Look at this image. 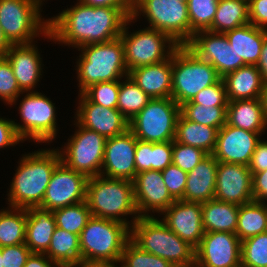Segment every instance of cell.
I'll return each mask as SVG.
<instances>
[{
	"instance_id": "9a60e30c",
	"label": "cell",
	"mask_w": 267,
	"mask_h": 267,
	"mask_svg": "<svg viewBox=\"0 0 267 267\" xmlns=\"http://www.w3.org/2000/svg\"><path fill=\"white\" fill-rule=\"evenodd\" d=\"M186 46L202 60L209 62L221 78L246 65L224 33L209 30L196 32Z\"/></svg>"
},
{
	"instance_id": "60d3db41",
	"label": "cell",
	"mask_w": 267,
	"mask_h": 267,
	"mask_svg": "<svg viewBox=\"0 0 267 267\" xmlns=\"http://www.w3.org/2000/svg\"><path fill=\"white\" fill-rule=\"evenodd\" d=\"M120 262L121 267H175L164 258L142 250L131 239L126 243Z\"/></svg>"
},
{
	"instance_id": "94428289",
	"label": "cell",
	"mask_w": 267,
	"mask_h": 267,
	"mask_svg": "<svg viewBox=\"0 0 267 267\" xmlns=\"http://www.w3.org/2000/svg\"><path fill=\"white\" fill-rule=\"evenodd\" d=\"M0 267H3V262H2V247H0Z\"/></svg>"
},
{
	"instance_id": "d590c367",
	"label": "cell",
	"mask_w": 267,
	"mask_h": 267,
	"mask_svg": "<svg viewBox=\"0 0 267 267\" xmlns=\"http://www.w3.org/2000/svg\"><path fill=\"white\" fill-rule=\"evenodd\" d=\"M119 81L117 109L130 122L152 99L129 76Z\"/></svg>"
},
{
	"instance_id": "ba28073f",
	"label": "cell",
	"mask_w": 267,
	"mask_h": 267,
	"mask_svg": "<svg viewBox=\"0 0 267 267\" xmlns=\"http://www.w3.org/2000/svg\"><path fill=\"white\" fill-rule=\"evenodd\" d=\"M41 3L42 0H0V27L12 45L30 44L39 32H49V20L43 22L40 17Z\"/></svg>"
},
{
	"instance_id": "44dd1931",
	"label": "cell",
	"mask_w": 267,
	"mask_h": 267,
	"mask_svg": "<svg viewBox=\"0 0 267 267\" xmlns=\"http://www.w3.org/2000/svg\"><path fill=\"white\" fill-rule=\"evenodd\" d=\"M163 223L195 249L199 246L204 229L200 202L175 200L166 210Z\"/></svg>"
},
{
	"instance_id": "8992f818",
	"label": "cell",
	"mask_w": 267,
	"mask_h": 267,
	"mask_svg": "<svg viewBox=\"0 0 267 267\" xmlns=\"http://www.w3.org/2000/svg\"><path fill=\"white\" fill-rule=\"evenodd\" d=\"M80 48L83 53L77 64L80 93L93 84L117 81L124 75L128 76L124 45L120 37L105 43L80 46Z\"/></svg>"
},
{
	"instance_id": "d6986e66",
	"label": "cell",
	"mask_w": 267,
	"mask_h": 267,
	"mask_svg": "<svg viewBox=\"0 0 267 267\" xmlns=\"http://www.w3.org/2000/svg\"><path fill=\"white\" fill-rule=\"evenodd\" d=\"M261 133L225 124L217 133L212 153L218 162L249 165Z\"/></svg>"
},
{
	"instance_id": "816d5d0a",
	"label": "cell",
	"mask_w": 267,
	"mask_h": 267,
	"mask_svg": "<svg viewBox=\"0 0 267 267\" xmlns=\"http://www.w3.org/2000/svg\"><path fill=\"white\" fill-rule=\"evenodd\" d=\"M252 175L267 170V141H259L248 165Z\"/></svg>"
},
{
	"instance_id": "f907efd6",
	"label": "cell",
	"mask_w": 267,
	"mask_h": 267,
	"mask_svg": "<svg viewBox=\"0 0 267 267\" xmlns=\"http://www.w3.org/2000/svg\"><path fill=\"white\" fill-rule=\"evenodd\" d=\"M135 167L136 173L151 170V142L137 139Z\"/></svg>"
},
{
	"instance_id": "8fae6325",
	"label": "cell",
	"mask_w": 267,
	"mask_h": 267,
	"mask_svg": "<svg viewBox=\"0 0 267 267\" xmlns=\"http://www.w3.org/2000/svg\"><path fill=\"white\" fill-rule=\"evenodd\" d=\"M131 20L133 18L129 17L120 35L128 72L137 67L167 60L178 45L167 34L150 27L128 35L126 26L132 22ZM166 43L169 49L167 52L165 51Z\"/></svg>"
},
{
	"instance_id": "ab89813d",
	"label": "cell",
	"mask_w": 267,
	"mask_h": 267,
	"mask_svg": "<svg viewBox=\"0 0 267 267\" xmlns=\"http://www.w3.org/2000/svg\"><path fill=\"white\" fill-rule=\"evenodd\" d=\"M241 267H267V232L241 241Z\"/></svg>"
},
{
	"instance_id": "cb8c5ba5",
	"label": "cell",
	"mask_w": 267,
	"mask_h": 267,
	"mask_svg": "<svg viewBox=\"0 0 267 267\" xmlns=\"http://www.w3.org/2000/svg\"><path fill=\"white\" fill-rule=\"evenodd\" d=\"M39 55L32 43L12 45L5 55L23 92H30L42 75Z\"/></svg>"
},
{
	"instance_id": "1f68e13d",
	"label": "cell",
	"mask_w": 267,
	"mask_h": 267,
	"mask_svg": "<svg viewBox=\"0 0 267 267\" xmlns=\"http://www.w3.org/2000/svg\"><path fill=\"white\" fill-rule=\"evenodd\" d=\"M44 254L61 267H81L79 235L56 227Z\"/></svg>"
},
{
	"instance_id": "f35d334b",
	"label": "cell",
	"mask_w": 267,
	"mask_h": 267,
	"mask_svg": "<svg viewBox=\"0 0 267 267\" xmlns=\"http://www.w3.org/2000/svg\"><path fill=\"white\" fill-rule=\"evenodd\" d=\"M219 0H188L187 9L190 20V40L193 34L208 30L213 22Z\"/></svg>"
},
{
	"instance_id": "b9f144b4",
	"label": "cell",
	"mask_w": 267,
	"mask_h": 267,
	"mask_svg": "<svg viewBox=\"0 0 267 267\" xmlns=\"http://www.w3.org/2000/svg\"><path fill=\"white\" fill-rule=\"evenodd\" d=\"M83 93L93 103L99 104L103 107L117 109L119 80L93 84Z\"/></svg>"
},
{
	"instance_id": "7402d4cb",
	"label": "cell",
	"mask_w": 267,
	"mask_h": 267,
	"mask_svg": "<svg viewBox=\"0 0 267 267\" xmlns=\"http://www.w3.org/2000/svg\"><path fill=\"white\" fill-rule=\"evenodd\" d=\"M133 188L139 217L149 216L147 211L151 210L163 212L175 201L169 194L159 170L137 173L133 180Z\"/></svg>"
},
{
	"instance_id": "6125c7cd",
	"label": "cell",
	"mask_w": 267,
	"mask_h": 267,
	"mask_svg": "<svg viewBox=\"0 0 267 267\" xmlns=\"http://www.w3.org/2000/svg\"><path fill=\"white\" fill-rule=\"evenodd\" d=\"M178 1H181V2H187L188 0H178Z\"/></svg>"
},
{
	"instance_id": "f6af8a7d",
	"label": "cell",
	"mask_w": 267,
	"mask_h": 267,
	"mask_svg": "<svg viewBox=\"0 0 267 267\" xmlns=\"http://www.w3.org/2000/svg\"><path fill=\"white\" fill-rule=\"evenodd\" d=\"M183 104H200L217 107H227L226 86L222 78L215 84L208 86L198 92L190 101Z\"/></svg>"
},
{
	"instance_id": "52a82bcc",
	"label": "cell",
	"mask_w": 267,
	"mask_h": 267,
	"mask_svg": "<svg viewBox=\"0 0 267 267\" xmlns=\"http://www.w3.org/2000/svg\"><path fill=\"white\" fill-rule=\"evenodd\" d=\"M221 77L216 69L198 57L186 45L172 52L171 98L178 105L190 101L202 89L215 84Z\"/></svg>"
},
{
	"instance_id": "db71d44e",
	"label": "cell",
	"mask_w": 267,
	"mask_h": 267,
	"mask_svg": "<svg viewBox=\"0 0 267 267\" xmlns=\"http://www.w3.org/2000/svg\"><path fill=\"white\" fill-rule=\"evenodd\" d=\"M83 4L89 6H104V7H118L128 17L132 16L133 12V0H79Z\"/></svg>"
},
{
	"instance_id": "f546056e",
	"label": "cell",
	"mask_w": 267,
	"mask_h": 267,
	"mask_svg": "<svg viewBox=\"0 0 267 267\" xmlns=\"http://www.w3.org/2000/svg\"><path fill=\"white\" fill-rule=\"evenodd\" d=\"M204 232H230L235 234L239 205L211 199L201 203Z\"/></svg>"
},
{
	"instance_id": "30bf717a",
	"label": "cell",
	"mask_w": 267,
	"mask_h": 267,
	"mask_svg": "<svg viewBox=\"0 0 267 267\" xmlns=\"http://www.w3.org/2000/svg\"><path fill=\"white\" fill-rule=\"evenodd\" d=\"M139 11L146 15L150 28L167 34L177 45L190 41V20L187 2L178 0H133L132 18Z\"/></svg>"
},
{
	"instance_id": "c3c4849f",
	"label": "cell",
	"mask_w": 267,
	"mask_h": 267,
	"mask_svg": "<svg viewBox=\"0 0 267 267\" xmlns=\"http://www.w3.org/2000/svg\"><path fill=\"white\" fill-rule=\"evenodd\" d=\"M173 141L151 143V170H164L172 164Z\"/></svg>"
},
{
	"instance_id": "6f0895ef",
	"label": "cell",
	"mask_w": 267,
	"mask_h": 267,
	"mask_svg": "<svg viewBox=\"0 0 267 267\" xmlns=\"http://www.w3.org/2000/svg\"><path fill=\"white\" fill-rule=\"evenodd\" d=\"M256 66L260 72L264 84H267V36L264 39L260 58Z\"/></svg>"
},
{
	"instance_id": "277c9868",
	"label": "cell",
	"mask_w": 267,
	"mask_h": 267,
	"mask_svg": "<svg viewBox=\"0 0 267 267\" xmlns=\"http://www.w3.org/2000/svg\"><path fill=\"white\" fill-rule=\"evenodd\" d=\"M131 240L142 250L164 258L175 267L195 265V248L153 216L139 217L131 226Z\"/></svg>"
},
{
	"instance_id": "e575fe53",
	"label": "cell",
	"mask_w": 267,
	"mask_h": 267,
	"mask_svg": "<svg viewBox=\"0 0 267 267\" xmlns=\"http://www.w3.org/2000/svg\"><path fill=\"white\" fill-rule=\"evenodd\" d=\"M10 209L0 212V247L25 243L27 209Z\"/></svg>"
},
{
	"instance_id": "ee69618b",
	"label": "cell",
	"mask_w": 267,
	"mask_h": 267,
	"mask_svg": "<svg viewBox=\"0 0 267 267\" xmlns=\"http://www.w3.org/2000/svg\"><path fill=\"white\" fill-rule=\"evenodd\" d=\"M20 93L24 92L17 83L8 59L5 56L0 57V98L12 105Z\"/></svg>"
},
{
	"instance_id": "603a6c76",
	"label": "cell",
	"mask_w": 267,
	"mask_h": 267,
	"mask_svg": "<svg viewBox=\"0 0 267 267\" xmlns=\"http://www.w3.org/2000/svg\"><path fill=\"white\" fill-rule=\"evenodd\" d=\"M128 76L151 98H171L172 54L163 62L137 67Z\"/></svg>"
},
{
	"instance_id": "8d00e7d4",
	"label": "cell",
	"mask_w": 267,
	"mask_h": 267,
	"mask_svg": "<svg viewBox=\"0 0 267 267\" xmlns=\"http://www.w3.org/2000/svg\"><path fill=\"white\" fill-rule=\"evenodd\" d=\"M53 214L56 227L76 235H80L92 216L86 201L54 210Z\"/></svg>"
},
{
	"instance_id": "d4e9b609",
	"label": "cell",
	"mask_w": 267,
	"mask_h": 267,
	"mask_svg": "<svg viewBox=\"0 0 267 267\" xmlns=\"http://www.w3.org/2000/svg\"><path fill=\"white\" fill-rule=\"evenodd\" d=\"M218 161L208 154L187 175L184 201L206 202L214 199Z\"/></svg>"
},
{
	"instance_id": "7a4b0ae2",
	"label": "cell",
	"mask_w": 267,
	"mask_h": 267,
	"mask_svg": "<svg viewBox=\"0 0 267 267\" xmlns=\"http://www.w3.org/2000/svg\"><path fill=\"white\" fill-rule=\"evenodd\" d=\"M129 230L122 222L91 216L79 235L81 267H117L131 238Z\"/></svg>"
},
{
	"instance_id": "484cf974",
	"label": "cell",
	"mask_w": 267,
	"mask_h": 267,
	"mask_svg": "<svg viewBox=\"0 0 267 267\" xmlns=\"http://www.w3.org/2000/svg\"><path fill=\"white\" fill-rule=\"evenodd\" d=\"M56 228L53 211L41 207L27 208L25 244L32 253H45Z\"/></svg>"
},
{
	"instance_id": "bcb514c9",
	"label": "cell",
	"mask_w": 267,
	"mask_h": 267,
	"mask_svg": "<svg viewBox=\"0 0 267 267\" xmlns=\"http://www.w3.org/2000/svg\"><path fill=\"white\" fill-rule=\"evenodd\" d=\"M164 183L174 200H182L187 182L188 173L174 164L168 165L161 171Z\"/></svg>"
},
{
	"instance_id": "680465c9",
	"label": "cell",
	"mask_w": 267,
	"mask_h": 267,
	"mask_svg": "<svg viewBox=\"0 0 267 267\" xmlns=\"http://www.w3.org/2000/svg\"><path fill=\"white\" fill-rule=\"evenodd\" d=\"M12 44L8 41L0 27V57H4Z\"/></svg>"
},
{
	"instance_id": "83f0119b",
	"label": "cell",
	"mask_w": 267,
	"mask_h": 267,
	"mask_svg": "<svg viewBox=\"0 0 267 267\" xmlns=\"http://www.w3.org/2000/svg\"><path fill=\"white\" fill-rule=\"evenodd\" d=\"M226 124L254 133L267 129L260 98L228 101Z\"/></svg>"
},
{
	"instance_id": "ac0fdd59",
	"label": "cell",
	"mask_w": 267,
	"mask_h": 267,
	"mask_svg": "<svg viewBox=\"0 0 267 267\" xmlns=\"http://www.w3.org/2000/svg\"><path fill=\"white\" fill-rule=\"evenodd\" d=\"M137 139L133 132H126L107 138L105 142L103 172L100 175L107 178L128 179L136 177L135 150ZM104 174V175H103Z\"/></svg>"
},
{
	"instance_id": "7bdbcfd3",
	"label": "cell",
	"mask_w": 267,
	"mask_h": 267,
	"mask_svg": "<svg viewBox=\"0 0 267 267\" xmlns=\"http://www.w3.org/2000/svg\"><path fill=\"white\" fill-rule=\"evenodd\" d=\"M208 154L203 150L184 145L173 140L172 164L181 170L189 173L193 170Z\"/></svg>"
},
{
	"instance_id": "681fc988",
	"label": "cell",
	"mask_w": 267,
	"mask_h": 267,
	"mask_svg": "<svg viewBox=\"0 0 267 267\" xmlns=\"http://www.w3.org/2000/svg\"><path fill=\"white\" fill-rule=\"evenodd\" d=\"M248 9L250 23L267 30V0H248Z\"/></svg>"
},
{
	"instance_id": "2e32d148",
	"label": "cell",
	"mask_w": 267,
	"mask_h": 267,
	"mask_svg": "<svg viewBox=\"0 0 267 267\" xmlns=\"http://www.w3.org/2000/svg\"><path fill=\"white\" fill-rule=\"evenodd\" d=\"M196 267H241V241L230 232H204L195 249Z\"/></svg>"
},
{
	"instance_id": "7c38bea8",
	"label": "cell",
	"mask_w": 267,
	"mask_h": 267,
	"mask_svg": "<svg viewBox=\"0 0 267 267\" xmlns=\"http://www.w3.org/2000/svg\"><path fill=\"white\" fill-rule=\"evenodd\" d=\"M79 128L69 140L65 151L60 153L61 161L76 172L88 178L101 174L106 138L77 123ZM64 155H66L64 157Z\"/></svg>"
},
{
	"instance_id": "ffe728a7",
	"label": "cell",
	"mask_w": 267,
	"mask_h": 267,
	"mask_svg": "<svg viewBox=\"0 0 267 267\" xmlns=\"http://www.w3.org/2000/svg\"><path fill=\"white\" fill-rule=\"evenodd\" d=\"M80 106L77 122L80 126L103 135L106 139L126 132L128 119L115 108L103 107L93 103L84 93H80Z\"/></svg>"
},
{
	"instance_id": "836d02e7",
	"label": "cell",
	"mask_w": 267,
	"mask_h": 267,
	"mask_svg": "<svg viewBox=\"0 0 267 267\" xmlns=\"http://www.w3.org/2000/svg\"><path fill=\"white\" fill-rule=\"evenodd\" d=\"M267 232V205L261 201H251L239 205L236 235L243 241Z\"/></svg>"
},
{
	"instance_id": "5bb4252c",
	"label": "cell",
	"mask_w": 267,
	"mask_h": 267,
	"mask_svg": "<svg viewBox=\"0 0 267 267\" xmlns=\"http://www.w3.org/2000/svg\"><path fill=\"white\" fill-rule=\"evenodd\" d=\"M88 177L67 167L62 161L55 167L39 206L54 211L86 201Z\"/></svg>"
},
{
	"instance_id": "11a10c76",
	"label": "cell",
	"mask_w": 267,
	"mask_h": 267,
	"mask_svg": "<svg viewBox=\"0 0 267 267\" xmlns=\"http://www.w3.org/2000/svg\"><path fill=\"white\" fill-rule=\"evenodd\" d=\"M253 180V199L255 201H267V170L254 173Z\"/></svg>"
},
{
	"instance_id": "4dcf8cb0",
	"label": "cell",
	"mask_w": 267,
	"mask_h": 267,
	"mask_svg": "<svg viewBox=\"0 0 267 267\" xmlns=\"http://www.w3.org/2000/svg\"><path fill=\"white\" fill-rule=\"evenodd\" d=\"M217 133V128L187 120L180 113L176 123L174 141L212 154L216 146Z\"/></svg>"
},
{
	"instance_id": "4316f807",
	"label": "cell",
	"mask_w": 267,
	"mask_h": 267,
	"mask_svg": "<svg viewBox=\"0 0 267 267\" xmlns=\"http://www.w3.org/2000/svg\"><path fill=\"white\" fill-rule=\"evenodd\" d=\"M228 101L260 98L264 82L256 65H244L222 77Z\"/></svg>"
},
{
	"instance_id": "f5cc1de1",
	"label": "cell",
	"mask_w": 267,
	"mask_h": 267,
	"mask_svg": "<svg viewBox=\"0 0 267 267\" xmlns=\"http://www.w3.org/2000/svg\"><path fill=\"white\" fill-rule=\"evenodd\" d=\"M22 141L16 132L14 121L0 118V148L12 146Z\"/></svg>"
},
{
	"instance_id": "6da1fadb",
	"label": "cell",
	"mask_w": 267,
	"mask_h": 267,
	"mask_svg": "<svg viewBox=\"0 0 267 267\" xmlns=\"http://www.w3.org/2000/svg\"><path fill=\"white\" fill-rule=\"evenodd\" d=\"M128 18L118 7H94L79 1L77 5L49 19L46 36L78 48L105 43L120 37Z\"/></svg>"
},
{
	"instance_id": "7dc6e473",
	"label": "cell",
	"mask_w": 267,
	"mask_h": 267,
	"mask_svg": "<svg viewBox=\"0 0 267 267\" xmlns=\"http://www.w3.org/2000/svg\"><path fill=\"white\" fill-rule=\"evenodd\" d=\"M31 250L25 243L2 247L3 267H24Z\"/></svg>"
},
{
	"instance_id": "3957f363",
	"label": "cell",
	"mask_w": 267,
	"mask_h": 267,
	"mask_svg": "<svg viewBox=\"0 0 267 267\" xmlns=\"http://www.w3.org/2000/svg\"><path fill=\"white\" fill-rule=\"evenodd\" d=\"M61 151L43 150L22 157L12 180L8 201L14 208L39 207Z\"/></svg>"
},
{
	"instance_id": "74e56055",
	"label": "cell",
	"mask_w": 267,
	"mask_h": 267,
	"mask_svg": "<svg viewBox=\"0 0 267 267\" xmlns=\"http://www.w3.org/2000/svg\"><path fill=\"white\" fill-rule=\"evenodd\" d=\"M180 113L187 119L201 125L220 130L226 124L227 107L200 104H182Z\"/></svg>"
},
{
	"instance_id": "91938a15",
	"label": "cell",
	"mask_w": 267,
	"mask_h": 267,
	"mask_svg": "<svg viewBox=\"0 0 267 267\" xmlns=\"http://www.w3.org/2000/svg\"><path fill=\"white\" fill-rule=\"evenodd\" d=\"M260 101L264 110V114L267 119V84H264L261 95H260Z\"/></svg>"
},
{
	"instance_id": "e0dca14e",
	"label": "cell",
	"mask_w": 267,
	"mask_h": 267,
	"mask_svg": "<svg viewBox=\"0 0 267 267\" xmlns=\"http://www.w3.org/2000/svg\"><path fill=\"white\" fill-rule=\"evenodd\" d=\"M214 198L237 205L253 201V180L248 166L218 162Z\"/></svg>"
},
{
	"instance_id": "4fadbf2b",
	"label": "cell",
	"mask_w": 267,
	"mask_h": 267,
	"mask_svg": "<svg viewBox=\"0 0 267 267\" xmlns=\"http://www.w3.org/2000/svg\"><path fill=\"white\" fill-rule=\"evenodd\" d=\"M30 92L22 100L19 111L24 125L14 122L19 137L37 142L52 141L56 136L55 107L49 98Z\"/></svg>"
},
{
	"instance_id": "5b68a950",
	"label": "cell",
	"mask_w": 267,
	"mask_h": 267,
	"mask_svg": "<svg viewBox=\"0 0 267 267\" xmlns=\"http://www.w3.org/2000/svg\"><path fill=\"white\" fill-rule=\"evenodd\" d=\"M86 202L91 215L95 217L116 220L129 226L126 218L120 217L134 214L139 218L135 198L133 181L128 179L107 178L102 175L90 177L87 182Z\"/></svg>"
},
{
	"instance_id": "9f6ffc18",
	"label": "cell",
	"mask_w": 267,
	"mask_h": 267,
	"mask_svg": "<svg viewBox=\"0 0 267 267\" xmlns=\"http://www.w3.org/2000/svg\"><path fill=\"white\" fill-rule=\"evenodd\" d=\"M47 258L44 253H31L24 267H61L58 263L49 258L47 260Z\"/></svg>"
},
{
	"instance_id": "9c48e42d",
	"label": "cell",
	"mask_w": 267,
	"mask_h": 267,
	"mask_svg": "<svg viewBox=\"0 0 267 267\" xmlns=\"http://www.w3.org/2000/svg\"><path fill=\"white\" fill-rule=\"evenodd\" d=\"M180 105L172 98H152L129 122L136 139L151 143L173 141Z\"/></svg>"
},
{
	"instance_id": "d6a6232c",
	"label": "cell",
	"mask_w": 267,
	"mask_h": 267,
	"mask_svg": "<svg viewBox=\"0 0 267 267\" xmlns=\"http://www.w3.org/2000/svg\"><path fill=\"white\" fill-rule=\"evenodd\" d=\"M248 23V0H219L212 25L208 30L225 33Z\"/></svg>"
},
{
	"instance_id": "f1b7e54d",
	"label": "cell",
	"mask_w": 267,
	"mask_h": 267,
	"mask_svg": "<svg viewBox=\"0 0 267 267\" xmlns=\"http://www.w3.org/2000/svg\"><path fill=\"white\" fill-rule=\"evenodd\" d=\"M239 58L247 65H257L267 30L251 23L224 33Z\"/></svg>"
}]
</instances>
